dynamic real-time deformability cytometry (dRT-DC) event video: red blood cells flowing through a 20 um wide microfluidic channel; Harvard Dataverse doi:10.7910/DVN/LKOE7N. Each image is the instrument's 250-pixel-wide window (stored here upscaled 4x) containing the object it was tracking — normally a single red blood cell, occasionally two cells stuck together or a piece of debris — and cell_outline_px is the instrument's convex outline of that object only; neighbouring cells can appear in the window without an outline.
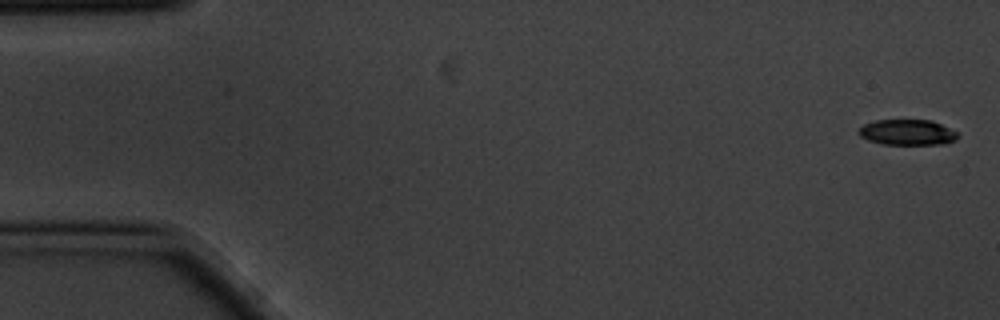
{"species": "common noctule bat (a hibernating species)", "species_latin": "Nyctalus noctula", "temperature_condition": "cold", "stored_images_in_passage": 10, "camera_frame_rate_fps": 3000, "um_per_image_px": 0.085, "animal": {"sex": "male", "body_mass_g": 20.1, "forearm_length_mm": 53.5}, "frame": {"image": 1, "passage_image": 1, "time_ms": 0.0, "image_size_px": [1000, 320], "cell_outline_px": [[960, 136], [956, 140], [944, 144], [884, 144], [868, 140], [860, 136], [856, 132], [864, 124], [876, 120], [932, 120], [956, 132]], "centroid_in_image_um": [77.12, 11.25], "position_along_channel_um": 7.9, "area_um2": 14.74}}
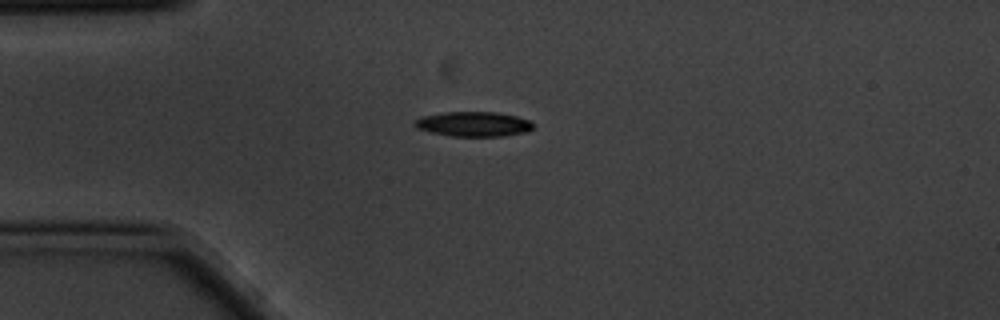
{"frame": {"image": 2, "passage_image": 4, "time_ms": 1.0, "image_size_px": [1000, 320], "cell_outline_px": [[536, 124], [532, 128], [524, 132], [500, 136], [452, 136], [432, 132], [416, 128], [412, 124], [420, 116], [444, 112], [496, 112], [516, 116], [532, 120]], "centroid_in_image_um": [40.25, 10.53], "position_along_channel_um": 44.7, "area_um2": 17.17}}
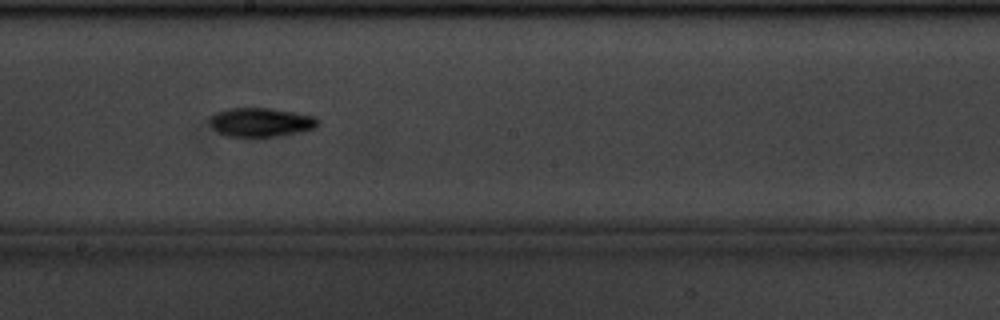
{"frame": {"image": 3, "passage_image": 9, "time_ms": 2.667, "image_size_px": [1000, 320], "cell_outline_px": [[320, 120], [316, 128], [300, 132], [280, 136], [224, 136], [216, 132], [212, 128], [212, 116], [216, 112], [232, 108], [268, 108], [296, 112], [316, 116]], "centroid_in_image_um": [22.23, 10.39], "position_along_channel_um": 226.0, "area_um2": 18.26}}